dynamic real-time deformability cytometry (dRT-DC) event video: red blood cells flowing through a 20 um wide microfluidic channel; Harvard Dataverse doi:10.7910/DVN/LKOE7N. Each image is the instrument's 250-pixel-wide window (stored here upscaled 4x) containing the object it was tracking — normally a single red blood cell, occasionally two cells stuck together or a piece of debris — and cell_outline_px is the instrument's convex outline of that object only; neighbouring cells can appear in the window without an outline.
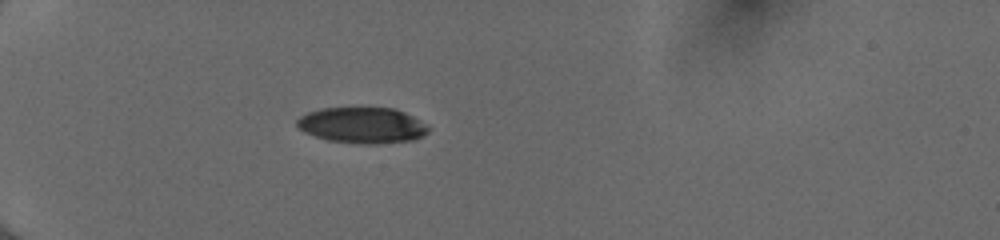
{"species": "human", "species_latin": "Homo sapiens", "temperature_condition": "cold", "stored_images_in_passage": 30, "camera_frame_rate_fps": 3000, "um_per_image_px": 0.085, "donor": {"sex": "female"}, "frame": {"image": 1, "passage_image": 1, "time_ms": 0.0, "image_size_px": [1000, 240], "cell_outline_px": [[428, 132], [424, 136], [412, 140], [376, 144], [368, 144], [328, 140], [304, 132], [296, 124], [296, 120], [300, 116], [308, 112], [320, 108], [392, 108], [404, 112], [412, 116], [424, 124], [428, 128]], "centroid_in_image_um": [30.77, 10.64], "position_along_channel_um": 54.2, "area_um2": 27.22}}
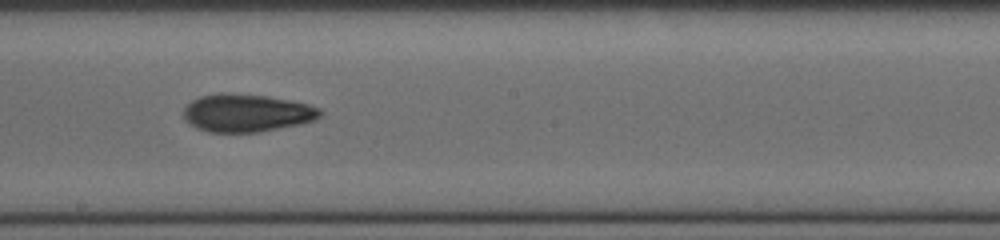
{"frame": {"image": 2, "passage_image": 16, "time_ms": 5.0, "image_size_px": [1000, 240], "cell_outline_px": [[324, 112], [316, 120], [300, 124], [260, 132], [208, 132], [196, 128], [184, 120], [184, 108], [192, 100], [200, 96], [216, 92], [224, 92], [264, 96], [288, 100], [308, 104], [320, 108]], "centroid_in_image_um": [20.96, 9.6], "position_along_channel_um": 227.2, "area_um2": 30.29}}
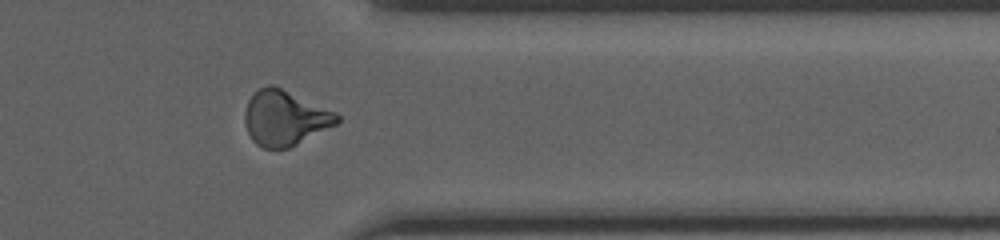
{"frame": {"image": 3, "passage_image": 28, "time_ms": 9.0, "image_size_px": [1000, 240], "cell_outline_px": [[340, 120], [336, 124], [288, 148], [264, 148], [256, 144], [252, 140], [244, 124], [244, 112], [248, 100], [260, 88], [268, 84], [272, 84], [336, 112], [340, 116]], "centroid_in_image_um": [24.18, 10.02], "position_along_channel_um": 387.2, "area_um2": 29.3}, "authors_computed_cell_mechanics": {"area_um2": 29.9404, "velocity_mm_per_s": 4.0585, "shape_relaxation_time_tau1_ms": 5.5737, "shape_relaxation_time_tau2_ms": 4.0118, "deformation_change_tau1": 0.1686, "deformation_change_tau2": 0.1105}}